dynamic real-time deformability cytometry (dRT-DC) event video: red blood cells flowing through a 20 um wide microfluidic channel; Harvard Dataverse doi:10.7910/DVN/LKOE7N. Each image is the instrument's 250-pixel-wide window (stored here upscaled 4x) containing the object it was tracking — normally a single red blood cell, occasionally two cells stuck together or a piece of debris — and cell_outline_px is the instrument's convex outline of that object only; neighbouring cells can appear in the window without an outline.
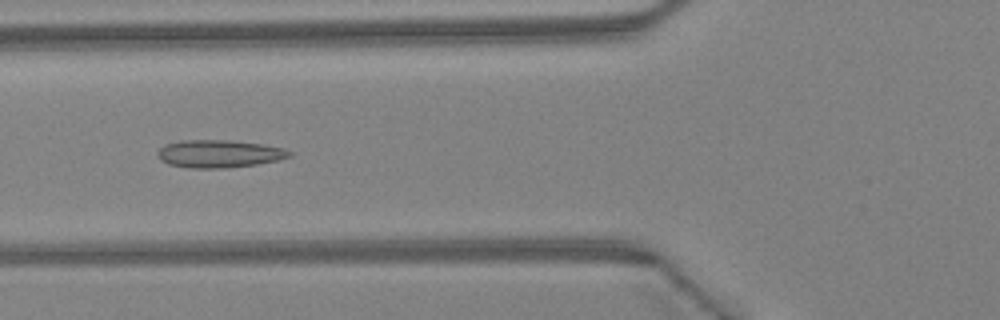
{"species": "Egyptian fruit bat (a non-hibernating species)", "species_latin": "Rousettus aegyptiacus", "temperature_condition": "warm", "stored_images_in_passage": 39, "camera_frame_rate_fps": 3000, "um_per_image_px": 0.085, "animal": {"sex": "female"}, "frame": {"image": 1, "passage_image": 11, "time_ms": 3.333, "image_size_px": [1000, 320], "cell_outline_px": [[292, 156], [276, 160], [256, 164], [224, 168], [188, 168], [168, 164], [160, 160], [156, 156], [156, 152], [164, 144], [180, 140], [232, 140], [260, 144], [284, 148], [292, 152]], "centroid_in_image_um": [18.56, 13.06], "position_along_channel_um": 107.2, "area_um2": 21.39}}
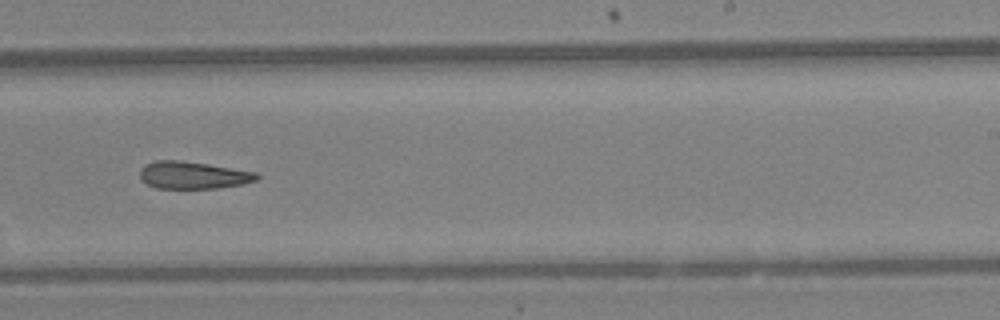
{"frame": {"image": 2, "passage_image": 22, "time_ms": 7.0, "image_size_px": [1000, 320], "cell_outline_px": [[260, 176], [256, 180], [244, 184], [220, 188], [156, 188], [148, 184], [140, 176], [140, 168], [144, 164], [156, 160], [180, 160], [208, 164], [256, 172]], "centroid_in_image_um": [16.42, 14.88], "position_along_channel_um": 272.6, "area_um2": 18.61}}
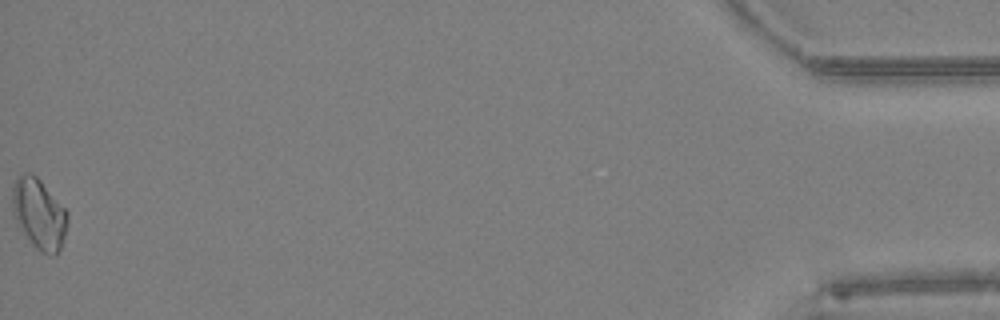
{"frame": {"image": 3, "passage_image": 39, "time_ms": 12.667, "image_size_px": [1000, 320], "cell_outline_px": [[68, 224], [60, 248], [56, 256], [52, 256], [40, 252], [32, 244], [20, 224], [12, 208], [12, 188], [16, 176], [24, 172], [32, 172], [40, 180], [68, 212]], "centroid_in_image_um": [3.33, 18.15], "position_along_channel_um": 431.9, "area_um2": 22.37}}